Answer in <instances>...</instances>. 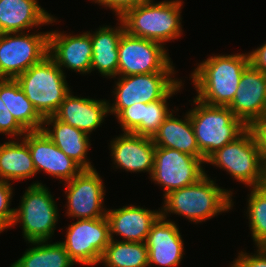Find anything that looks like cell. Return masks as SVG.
<instances>
[{
  "instance_id": "5bb4252c",
  "label": "cell",
  "mask_w": 266,
  "mask_h": 267,
  "mask_svg": "<svg viewBox=\"0 0 266 267\" xmlns=\"http://www.w3.org/2000/svg\"><path fill=\"white\" fill-rule=\"evenodd\" d=\"M22 138L31 152L36 174L43 170L50 176L67 182L83 170L42 130L27 132Z\"/></svg>"
},
{
  "instance_id": "e0dca14e",
  "label": "cell",
  "mask_w": 266,
  "mask_h": 267,
  "mask_svg": "<svg viewBox=\"0 0 266 267\" xmlns=\"http://www.w3.org/2000/svg\"><path fill=\"white\" fill-rule=\"evenodd\" d=\"M111 156L116 168L152 175L156 146L150 137L124 132L110 141Z\"/></svg>"
},
{
  "instance_id": "6da1fadb",
  "label": "cell",
  "mask_w": 266,
  "mask_h": 267,
  "mask_svg": "<svg viewBox=\"0 0 266 267\" xmlns=\"http://www.w3.org/2000/svg\"><path fill=\"white\" fill-rule=\"evenodd\" d=\"M249 65V53L210 56L191 73L195 97L208 105L229 106Z\"/></svg>"
},
{
  "instance_id": "603a6c76",
  "label": "cell",
  "mask_w": 266,
  "mask_h": 267,
  "mask_svg": "<svg viewBox=\"0 0 266 267\" xmlns=\"http://www.w3.org/2000/svg\"><path fill=\"white\" fill-rule=\"evenodd\" d=\"M116 28L102 26L97 31L90 33L92 42L91 72L98 70L108 78H116L118 71V45L122 34L125 32L124 25L120 20Z\"/></svg>"
},
{
  "instance_id": "ac0fdd59",
  "label": "cell",
  "mask_w": 266,
  "mask_h": 267,
  "mask_svg": "<svg viewBox=\"0 0 266 267\" xmlns=\"http://www.w3.org/2000/svg\"><path fill=\"white\" fill-rule=\"evenodd\" d=\"M149 266L152 264L177 267L184 255L183 241L178 226L162 215L153 223L145 241Z\"/></svg>"
},
{
  "instance_id": "52a82bcc",
  "label": "cell",
  "mask_w": 266,
  "mask_h": 267,
  "mask_svg": "<svg viewBox=\"0 0 266 267\" xmlns=\"http://www.w3.org/2000/svg\"><path fill=\"white\" fill-rule=\"evenodd\" d=\"M53 197L45 184L33 182L22 196L19 208L14 209L11 227L20 223L28 243L48 241L54 234L59 211Z\"/></svg>"
},
{
  "instance_id": "f546056e",
  "label": "cell",
  "mask_w": 266,
  "mask_h": 267,
  "mask_svg": "<svg viewBox=\"0 0 266 267\" xmlns=\"http://www.w3.org/2000/svg\"><path fill=\"white\" fill-rule=\"evenodd\" d=\"M181 82L163 99L146 104L144 107L143 121L131 132L145 137L153 138L165 119L170 115L167 100L181 89Z\"/></svg>"
},
{
  "instance_id": "f1b7e54d",
  "label": "cell",
  "mask_w": 266,
  "mask_h": 267,
  "mask_svg": "<svg viewBox=\"0 0 266 267\" xmlns=\"http://www.w3.org/2000/svg\"><path fill=\"white\" fill-rule=\"evenodd\" d=\"M248 194L247 217L256 247H266V190L252 187Z\"/></svg>"
},
{
  "instance_id": "1f68e13d",
  "label": "cell",
  "mask_w": 266,
  "mask_h": 267,
  "mask_svg": "<svg viewBox=\"0 0 266 267\" xmlns=\"http://www.w3.org/2000/svg\"><path fill=\"white\" fill-rule=\"evenodd\" d=\"M144 107L145 103H136L116 116L123 132H132L143 121Z\"/></svg>"
},
{
  "instance_id": "cb8c5ba5",
  "label": "cell",
  "mask_w": 266,
  "mask_h": 267,
  "mask_svg": "<svg viewBox=\"0 0 266 267\" xmlns=\"http://www.w3.org/2000/svg\"><path fill=\"white\" fill-rule=\"evenodd\" d=\"M174 116L171 112L153 136L155 146L176 149L182 153L202 158L189 113L185 114L184 120Z\"/></svg>"
},
{
  "instance_id": "7402d4cb",
  "label": "cell",
  "mask_w": 266,
  "mask_h": 267,
  "mask_svg": "<svg viewBox=\"0 0 266 267\" xmlns=\"http://www.w3.org/2000/svg\"><path fill=\"white\" fill-rule=\"evenodd\" d=\"M43 125L41 130L44 134L83 170L94 169L89 159H87V152L91 145L88 134L58 120L54 115L45 117ZM49 125L53 129L52 127L48 128Z\"/></svg>"
},
{
  "instance_id": "8992f818",
  "label": "cell",
  "mask_w": 266,
  "mask_h": 267,
  "mask_svg": "<svg viewBox=\"0 0 266 267\" xmlns=\"http://www.w3.org/2000/svg\"><path fill=\"white\" fill-rule=\"evenodd\" d=\"M264 155L248 127L239 137L213 153L206 164L226 170L233 179L249 186L259 187L263 182Z\"/></svg>"
},
{
  "instance_id": "4dcf8cb0",
  "label": "cell",
  "mask_w": 266,
  "mask_h": 267,
  "mask_svg": "<svg viewBox=\"0 0 266 267\" xmlns=\"http://www.w3.org/2000/svg\"><path fill=\"white\" fill-rule=\"evenodd\" d=\"M13 184L0 180V230L10 228L14 219V208H10Z\"/></svg>"
},
{
  "instance_id": "ba28073f",
  "label": "cell",
  "mask_w": 266,
  "mask_h": 267,
  "mask_svg": "<svg viewBox=\"0 0 266 267\" xmlns=\"http://www.w3.org/2000/svg\"><path fill=\"white\" fill-rule=\"evenodd\" d=\"M49 50V32L0 34V79H16L41 62Z\"/></svg>"
},
{
  "instance_id": "d6986e66",
  "label": "cell",
  "mask_w": 266,
  "mask_h": 267,
  "mask_svg": "<svg viewBox=\"0 0 266 267\" xmlns=\"http://www.w3.org/2000/svg\"><path fill=\"white\" fill-rule=\"evenodd\" d=\"M161 215V210L152 211L148 208L129 205L118 209H107L110 239L119 235L121 241L145 242L153 223ZM114 234V235H113Z\"/></svg>"
},
{
  "instance_id": "484cf974",
  "label": "cell",
  "mask_w": 266,
  "mask_h": 267,
  "mask_svg": "<svg viewBox=\"0 0 266 267\" xmlns=\"http://www.w3.org/2000/svg\"><path fill=\"white\" fill-rule=\"evenodd\" d=\"M36 174L31 152L25 140L0 144V180H27Z\"/></svg>"
},
{
  "instance_id": "277c9868",
  "label": "cell",
  "mask_w": 266,
  "mask_h": 267,
  "mask_svg": "<svg viewBox=\"0 0 266 267\" xmlns=\"http://www.w3.org/2000/svg\"><path fill=\"white\" fill-rule=\"evenodd\" d=\"M195 107L188 111L197 145L206 160L226 144L239 137L248 127L228 106H212L193 99Z\"/></svg>"
},
{
  "instance_id": "2e32d148",
  "label": "cell",
  "mask_w": 266,
  "mask_h": 267,
  "mask_svg": "<svg viewBox=\"0 0 266 267\" xmlns=\"http://www.w3.org/2000/svg\"><path fill=\"white\" fill-rule=\"evenodd\" d=\"M48 55L57 66L80 74L91 73L92 42L89 32L79 35L49 31Z\"/></svg>"
},
{
  "instance_id": "4fadbf2b",
  "label": "cell",
  "mask_w": 266,
  "mask_h": 267,
  "mask_svg": "<svg viewBox=\"0 0 266 267\" xmlns=\"http://www.w3.org/2000/svg\"><path fill=\"white\" fill-rule=\"evenodd\" d=\"M67 216L78 219H97L106 216L103 208L106 189L96 169L82 170L66 182Z\"/></svg>"
},
{
  "instance_id": "d6a6232c",
  "label": "cell",
  "mask_w": 266,
  "mask_h": 267,
  "mask_svg": "<svg viewBox=\"0 0 266 267\" xmlns=\"http://www.w3.org/2000/svg\"><path fill=\"white\" fill-rule=\"evenodd\" d=\"M6 134L9 136H21L25 135L27 131L15 120L8 108L4 105V102L0 98V134Z\"/></svg>"
},
{
  "instance_id": "8d00e7d4",
  "label": "cell",
  "mask_w": 266,
  "mask_h": 267,
  "mask_svg": "<svg viewBox=\"0 0 266 267\" xmlns=\"http://www.w3.org/2000/svg\"><path fill=\"white\" fill-rule=\"evenodd\" d=\"M250 64L266 74V43L249 53Z\"/></svg>"
},
{
  "instance_id": "74e56055",
  "label": "cell",
  "mask_w": 266,
  "mask_h": 267,
  "mask_svg": "<svg viewBox=\"0 0 266 267\" xmlns=\"http://www.w3.org/2000/svg\"><path fill=\"white\" fill-rule=\"evenodd\" d=\"M261 186L266 190V159L264 160L263 182Z\"/></svg>"
},
{
  "instance_id": "d4e9b609",
  "label": "cell",
  "mask_w": 266,
  "mask_h": 267,
  "mask_svg": "<svg viewBox=\"0 0 266 267\" xmlns=\"http://www.w3.org/2000/svg\"><path fill=\"white\" fill-rule=\"evenodd\" d=\"M0 98L15 120L27 132L42 129L44 118L27 99L15 79H0Z\"/></svg>"
},
{
  "instance_id": "9a60e30c",
  "label": "cell",
  "mask_w": 266,
  "mask_h": 267,
  "mask_svg": "<svg viewBox=\"0 0 266 267\" xmlns=\"http://www.w3.org/2000/svg\"><path fill=\"white\" fill-rule=\"evenodd\" d=\"M247 127L266 113V74L251 64L241 75L232 103L228 106Z\"/></svg>"
},
{
  "instance_id": "83f0119b",
  "label": "cell",
  "mask_w": 266,
  "mask_h": 267,
  "mask_svg": "<svg viewBox=\"0 0 266 267\" xmlns=\"http://www.w3.org/2000/svg\"><path fill=\"white\" fill-rule=\"evenodd\" d=\"M99 263L106 267H149L146 243L110 239Z\"/></svg>"
},
{
  "instance_id": "e575fe53",
  "label": "cell",
  "mask_w": 266,
  "mask_h": 267,
  "mask_svg": "<svg viewBox=\"0 0 266 267\" xmlns=\"http://www.w3.org/2000/svg\"><path fill=\"white\" fill-rule=\"evenodd\" d=\"M99 5L110 8L120 18L127 10L150 0H92Z\"/></svg>"
},
{
  "instance_id": "4316f807",
  "label": "cell",
  "mask_w": 266,
  "mask_h": 267,
  "mask_svg": "<svg viewBox=\"0 0 266 267\" xmlns=\"http://www.w3.org/2000/svg\"><path fill=\"white\" fill-rule=\"evenodd\" d=\"M30 244L33 247L26 249L10 267H72L75 264L60 242L37 241Z\"/></svg>"
},
{
  "instance_id": "d590c367",
  "label": "cell",
  "mask_w": 266,
  "mask_h": 267,
  "mask_svg": "<svg viewBox=\"0 0 266 267\" xmlns=\"http://www.w3.org/2000/svg\"><path fill=\"white\" fill-rule=\"evenodd\" d=\"M249 128L252 130L257 144L266 159V113L259 117Z\"/></svg>"
},
{
  "instance_id": "9c48e42d",
  "label": "cell",
  "mask_w": 266,
  "mask_h": 267,
  "mask_svg": "<svg viewBox=\"0 0 266 267\" xmlns=\"http://www.w3.org/2000/svg\"><path fill=\"white\" fill-rule=\"evenodd\" d=\"M174 72H157L119 76L113 94L115 101L109 103V113L117 116L124 108L136 103H151L165 98L180 82L173 79ZM179 80V81H178Z\"/></svg>"
},
{
  "instance_id": "ffe728a7",
  "label": "cell",
  "mask_w": 266,
  "mask_h": 267,
  "mask_svg": "<svg viewBox=\"0 0 266 267\" xmlns=\"http://www.w3.org/2000/svg\"><path fill=\"white\" fill-rule=\"evenodd\" d=\"M109 102L74 96L70 91L60 104L54 116L88 135L101 126L109 114Z\"/></svg>"
},
{
  "instance_id": "8fae6325",
  "label": "cell",
  "mask_w": 266,
  "mask_h": 267,
  "mask_svg": "<svg viewBox=\"0 0 266 267\" xmlns=\"http://www.w3.org/2000/svg\"><path fill=\"white\" fill-rule=\"evenodd\" d=\"M203 158H197L172 148L156 147L151 181L168 193L192 185L206 175Z\"/></svg>"
},
{
  "instance_id": "30bf717a",
  "label": "cell",
  "mask_w": 266,
  "mask_h": 267,
  "mask_svg": "<svg viewBox=\"0 0 266 267\" xmlns=\"http://www.w3.org/2000/svg\"><path fill=\"white\" fill-rule=\"evenodd\" d=\"M165 46L124 32L118 45L117 76L175 72Z\"/></svg>"
},
{
  "instance_id": "7c38bea8",
  "label": "cell",
  "mask_w": 266,
  "mask_h": 267,
  "mask_svg": "<svg viewBox=\"0 0 266 267\" xmlns=\"http://www.w3.org/2000/svg\"><path fill=\"white\" fill-rule=\"evenodd\" d=\"M110 242L106 216L97 219H78L69 224L65 241L60 242L77 264L92 266L99 263Z\"/></svg>"
},
{
  "instance_id": "44dd1931",
  "label": "cell",
  "mask_w": 266,
  "mask_h": 267,
  "mask_svg": "<svg viewBox=\"0 0 266 267\" xmlns=\"http://www.w3.org/2000/svg\"><path fill=\"white\" fill-rule=\"evenodd\" d=\"M55 20L37 0H0V34L29 32L31 27L39 28Z\"/></svg>"
},
{
  "instance_id": "5b68a950",
  "label": "cell",
  "mask_w": 266,
  "mask_h": 267,
  "mask_svg": "<svg viewBox=\"0 0 266 267\" xmlns=\"http://www.w3.org/2000/svg\"><path fill=\"white\" fill-rule=\"evenodd\" d=\"M15 80L43 118L53 116L71 90L64 71L49 55Z\"/></svg>"
},
{
  "instance_id": "836d02e7",
  "label": "cell",
  "mask_w": 266,
  "mask_h": 267,
  "mask_svg": "<svg viewBox=\"0 0 266 267\" xmlns=\"http://www.w3.org/2000/svg\"><path fill=\"white\" fill-rule=\"evenodd\" d=\"M256 254L238 253L230 267H266V247H257Z\"/></svg>"
},
{
  "instance_id": "7a4b0ae2",
  "label": "cell",
  "mask_w": 266,
  "mask_h": 267,
  "mask_svg": "<svg viewBox=\"0 0 266 267\" xmlns=\"http://www.w3.org/2000/svg\"><path fill=\"white\" fill-rule=\"evenodd\" d=\"M208 176L206 173L198 182L168 193L163 198L161 215L167 218L168 213H174L201 223L232 209L233 192L220 188Z\"/></svg>"
},
{
  "instance_id": "3957f363",
  "label": "cell",
  "mask_w": 266,
  "mask_h": 267,
  "mask_svg": "<svg viewBox=\"0 0 266 267\" xmlns=\"http://www.w3.org/2000/svg\"><path fill=\"white\" fill-rule=\"evenodd\" d=\"M183 3L182 0L158 3L150 0L127 10L119 20L122 21L127 34L164 45V42L176 40L182 34Z\"/></svg>"
}]
</instances>
